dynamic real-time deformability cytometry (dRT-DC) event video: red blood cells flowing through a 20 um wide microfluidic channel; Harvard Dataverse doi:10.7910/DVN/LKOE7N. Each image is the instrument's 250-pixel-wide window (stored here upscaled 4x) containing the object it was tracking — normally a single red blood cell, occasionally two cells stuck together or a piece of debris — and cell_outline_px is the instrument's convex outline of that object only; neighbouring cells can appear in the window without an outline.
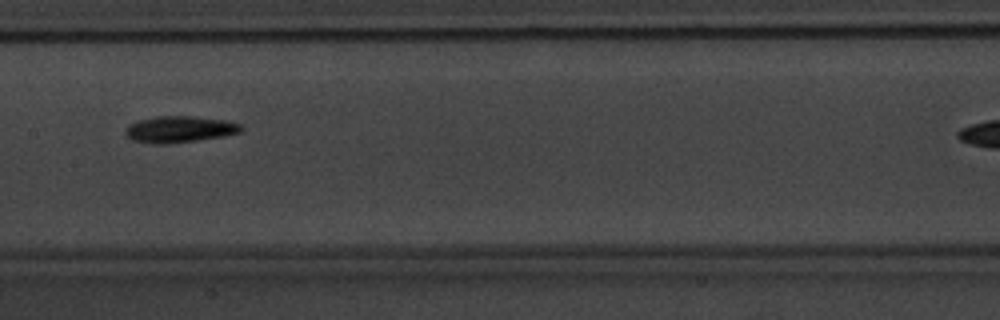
{"species": "common noctule bat (a hibernating species)", "species_latin": "Nyctalus noctula", "temperature_condition": "warm", "stored_images_in_passage": 9, "camera_frame_rate_fps": 3000, "um_per_image_px": 0.085, "animal": {"sex": "male", "body_mass_g": 20.1, "forearm_length_mm": 53.5}, "frame": {"image": 1, "passage_image": 8, "time_ms": 9.0, "image_size_px": [1000, 320], "cell_outline_px": [[244, 128], [240, 132], [224, 136], [168, 144], [156, 144], [132, 140], [124, 132], [124, 128], [128, 124], [136, 120], [156, 116], [192, 116], [224, 120], [240, 124]], "centroid_in_image_um": [15.21, 10.98], "position_along_channel_um": 192.2, "area_um2": 17.92}}